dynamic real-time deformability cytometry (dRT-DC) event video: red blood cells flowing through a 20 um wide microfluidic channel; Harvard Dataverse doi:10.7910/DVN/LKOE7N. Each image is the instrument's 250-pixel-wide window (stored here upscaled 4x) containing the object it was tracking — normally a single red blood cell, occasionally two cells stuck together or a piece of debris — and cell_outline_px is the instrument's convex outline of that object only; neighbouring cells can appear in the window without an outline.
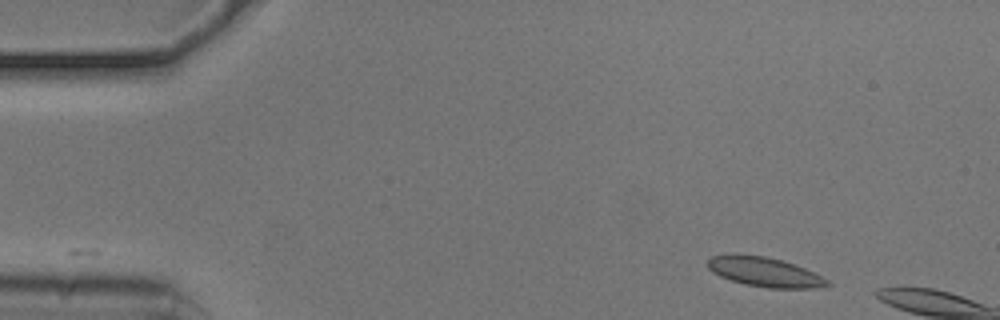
{"species": "common noctule bat (a hibernating species)", "species_latin": "Nyctalus noctula", "temperature_condition": "cold", "stored_images_in_passage": 9, "camera_frame_rate_fps": 3000, "um_per_image_px": 0.085, "animal": {"sex": "male", "body_mass_g": 20.5, "forearm_length_mm": 52.5}, "frame": {"image": 1, "passage_image": 1, "time_ms": 0.0, "image_size_px": [1000, 320], "cell_outline_px": [[832, 284], [816, 288], [768, 288], [744, 284], [720, 276], [712, 272], [708, 268], [708, 260], [712, 256], [736, 252], [764, 256], [784, 260], [804, 268], [828, 280]], "centroid_in_image_um": [64.95, 23.09], "position_along_channel_um": 20.0, "area_um2": 20.75}}